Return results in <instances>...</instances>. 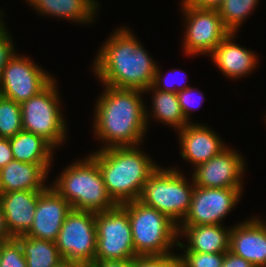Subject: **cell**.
Listing matches in <instances>:
<instances>
[{"mask_svg": "<svg viewBox=\"0 0 266 267\" xmlns=\"http://www.w3.org/2000/svg\"><path fill=\"white\" fill-rule=\"evenodd\" d=\"M135 36L123 26L105 39L91 66L101 85L141 91L153 85L157 62Z\"/></svg>", "mask_w": 266, "mask_h": 267, "instance_id": "6da1fadb", "label": "cell"}, {"mask_svg": "<svg viewBox=\"0 0 266 267\" xmlns=\"http://www.w3.org/2000/svg\"><path fill=\"white\" fill-rule=\"evenodd\" d=\"M104 87L92 120L96 140L105 143L99 149L142 145L148 131L144 91Z\"/></svg>", "mask_w": 266, "mask_h": 267, "instance_id": "7a4b0ae2", "label": "cell"}, {"mask_svg": "<svg viewBox=\"0 0 266 267\" xmlns=\"http://www.w3.org/2000/svg\"><path fill=\"white\" fill-rule=\"evenodd\" d=\"M138 146L97 149L89 154L97 162L107 192L117 205L139 200L144 184L160 166Z\"/></svg>", "mask_w": 266, "mask_h": 267, "instance_id": "3957f363", "label": "cell"}, {"mask_svg": "<svg viewBox=\"0 0 266 267\" xmlns=\"http://www.w3.org/2000/svg\"><path fill=\"white\" fill-rule=\"evenodd\" d=\"M51 185L74 210L103 212L117 206L107 192L97 162L88 154L72 161Z\"/></svg>", "mask_w": 266, "mask_h": 267, "instance_id": "277c9868", "label": "cell"}, {"mask_svg": "<svg viewBox=\"0 0 266 267\" xmlns=\"http://www.w3.org/2000/svg\"><path fill=\"white\" fill-rule=\"evenodd\" d=\"M121 206L128 212L134 250L138 256L167 255L178 244V226L164 213L139 200Z\"/></svg>", "mask_w": 266, "mask_h": 267, "instance_id": "5b68a950", "label": "cell"}, {"mask_svg": "<svg viewBox=\"0 0 266 267\" xmlns=\"http://www.w3.org/2000/svg\"><path fill=\"white\" fill-rule=\"evenodd\" d=\"M190 179L174 166H159L144 184L139 201L164 213L179 226L191 205L195 184L193 177Z\"/></svg>", "mask_w": 266, "mask_h": 267, "instance_id": "8992f818", "label": "cell"}, {"mask_svg": "<svg viewBox=\"0 0 266 267\" xmlns=\"http://www.w3.org/2000/svg\"><path fill=\"white\" fill-rule=\"evenodd\" d=\"M56 82L54 78L42 91L20 104L23 130L43 137L55 150L64 145L69 129Z\"/></svg>", "mask_w": 266, "mask_h": 267, "instance_id": "52a82bcc", "label": "cell"}, {"mask_svg": "<svg viewBox=\"0 0 266 267\" xmlns=\"http://www.w3.org/2000/svg\"><path fill=\"white\" fill-rule=\"evenodd\" d=\"M95 212L72 209L55 241L63 260L89 267L96 254Z\"/></svg>", "mask_w": 266, "mask_h": 267, "instance_id": "ba28073f", "label": "cell"}, {"mask_svg": "<svg viewBox=\"0 0 266 267\" xmlns=\"http://www.w3.org/2000/svg\"><path fill=\"white\" fill-rule=\"evenodd\" d=\"M95 225V260H127L138 256L134 250L128 212L121 205L96 212Z\"/></svg>", "mask_w": 266, "mask_h": 267, "instance_id": "9c48e42d", "label": "cell"}, {"mask_svg": "<svg viewBox=\"0 0 266 267\" xmlns=\"http://www.w3.org/2000/svg\"><path fill=\"white\" fill-rule=\"evenodd\" d=\"M181 3L179 6H182L186 28L182 42L184 54L191 57L209 55L231 31L224 25L217 10L195 8L182 0Z\"/></svg>", "mask_w": 266, "mask_h": 267, "instance_id": "30bf717a", "label": "cell"}, {"mask_svg": "<svg viewBox=\"0 0 266 267\" xmlns=\"http://www.w3.org/2000/svg\"><path fill=\"white\" fill-rule=\"evenodd\" d=\"M32 60L16 53L8 61L0 76L1 96L21 104L42 91L54 79L52 74Z\"/></svg>", "mask_w": 266, "mask_h": 267, "instance_id": "8fae6325", "label": "cell"}, {"mask_svg": "<svg viewBox=\"0 0 266 267\" xmlns=\"http://www.w3.org/2000/svg\"><path fill=\"white\" fill-rule=\"evenodd\" d=\"M243 192V189L195 186L190 209L180 225H223Z\"/></svg>", "mask_w": 266, "mask_h": 267, "instance_id": "7c38bea8", "label": "cell"}, {"mask_svg": "<svg viewBox=\"0 0 266 267\" xmlns=\"http://www.w3.org/2000/svg\"><path fill=\"white\" fill-rule=\"evenodd\" d=\"M242 156L236 149L227 146L208 162L193 168L191 176L195 186L243 189V174L247 170V163Z\"/></svg>", "mask_w": 266, "mask_h": 267, "instance_id": "4fadbf2b", "label": "cell"}, {"mask_svg": "<svg viewBox=\"0 0 266 267\" xmlns=\"http://www.w3.org/2000/svg\"><path fill=\"white\" fill-rule=\"evenodd\" d=\"M71 210V205L48 184L38 198L33 225L25 236L55 242Z\"/></svg>", "mask_w": 266, "mask_h": 267, "instance_id": "5bb4252c", "label": "cell"}, {"mask_svg": "<svg viewBox=\"0 0 266 267\" xmlns=\"http://www.w3.org/2000/svg\"><path fill=\"white\" fill-rule=\"evenodd\" d=\"M204 123H188L184 128L177 130L180 156L192 167L208 162L228 145L223 142L216 131H212Z\"/></svg>", "mask_w": 266, "mask_h": 267, "instance_id": "9a60e30c", "label": "cell"}, {"mask_svg": "<svg viewBox=\"0 0 266 267\" xmlns=\"http://www.w3.org/2000/svg\"><path fill=\"white\" fill-rule=\"evenodd\" d=\"M229 251L254 267H266V220L252 216L231 226Z\"/></svg>", "mask_w": 266, "mask_h": 267, "instance_id": "2e32d148", "label": "cell"}, {"mask_svg": "<svg viewBox=\"0 0 266 267\" xmlns=\"http://www.w3.org/2000/svg\"><path fill=\"white\" fill-rule=\"evenodd\" d=\"M236 34L231 32L207 55L223 75L233 80L252 74L259 59L253 50L235 43Z\"/></svg>", "mask_w": 266, "mask_h": 267, "instance_id": "e0dca14e", "label": "cell"}, {"mask_svg": "<svg viewBox=\"0 0 266 267\" xmlns=\"http://www.w3.org/2000/svg\"><path fill=\"white\" fill-rule=\"evenodd\" d=\"M42 191L18 190L0 193L5 224L11 237L25 235L30 230Z\"/></svg>", "mask_w": 266, "mask_h": 267, "instance_id": "ac0fdd59", "label": "cell"}, {"mask_svg": "<svg viewBox=\"0 0 266 267\" xmlns=\"http://www.w3.org/2000/svg\"><path fill=\"white\" fill-rule=\"evenodd\" d=\"M223 225H179L178 244L181 251L226 253L229 250L231 227ZM185 237V242L180 241ZM187 241V243H186Z\"/></svg>", "mask_w": 266, "mask_h": 267, "instance_id": "d6986e66", "label": "cell"}, {"mask_svg": "<svg viewBox=\"0 0 266 267\" xmlns=\"http://www.w3.org/2000/svg\"><path fill=\"white\" fill-rule=\"evenodd\" d=\"M52 164H32L13 160L0 169V193L44 190Z\"/></svg>", "mask_w": 266, "mask_h": 267, "instance_id": "ffe728a7", "label": "cell"}, {"mask_svg": "<svg viewBox=\"0 0 266 267\" xmlns=\"http://www.w3.org/2000/svg\"><path fill=\"white\" fill-rule=\"evenodd\" d=\"M41 16L62 18L71 23L95 22L99 1L97 0H25ZM94 21V22H93Z\"/></svg>", "mask_w": 266, "mask_h": 267, "instance_id": "44dd1931", "label": "cell"}, {"mask_svg": "<svg viewBox=\"0 0 266 267\" xmlns=\"http://www.w3.org/2000/svg\"><path fill=\"white\" fill-rule=\"evenodd\" d=\"M148 92H152V105H150L152 111L149 110L151 113L148 111L147 105H145L146 124L148 128L150 118L154 119V121L157 120L159 123L170 125L176 131L184 128L189 123L181 110L177 93L161 91L155 89L153 86L144 91L147 94Z\"/></svg>", "mask_w": 266, "mask_h": 267, "instance_id": "7402d4cb", "label": "cell"}, {"mask_svg": "<svg viewBox=\"0 0 266 267\" xmlns=\"http://www.w3.org/2000/svg\"><path fill=\"white\" fill-rule=\"evenodd\" d=\"M14 160L32 164H53L54 147L43 137L20 131L9 138Z\"/></svg>", "mask_w": 266, "mask_h": 267, "instance_id": "603a6c76", "label": "cell"}, {"mask_svg": "<svg viewBox=\"0 0 266 267\" xmlns=\"http://www.w3.org/2000/svg\"><path fill=\"white\" fill-rule=\"evenodd\" d=\"M23 250L27 267H55L63 261L56 243L34 237H15Z\"/></svg>", "mask_w": 266, "mask_h": 267, "instance_id": "cb8c5ba5", "label": "cell"}, {"mask_svg": "<svg viewBox=\"0 0 266 267\" xmlns=\"http://www.w3.org/2000/svg\"><path fill=\"white\" fill-rule=\"evenodd\" d=\"M259 0H224L217 9L224 25L234 33H239L241 25L253 13Z\"/></svg>", "mask_w": 266, "mask_h": 267, "instance_id": "d4e9b609", "label": "cell"}, {"mask_svg": "<svg viewBox=\"0 0 266 267\" xmlns=\"http://www.w3.org/2000/svg\"><path fill=\"white\" fill-rule=\"evenodd\" d=\"M22 130L20 104L0 95V138H12Z\"/></svg>", "mask_w": 266, "mask_h": 267, "instance_id": "484cf974", "label": "cell"}, {"mask_svg": "<svg viewBox=\"0 0 266 267\" xmlns=\"http://www.w3.org/2000/svg\"><path fill=\"white\" fill-rule=\"evenodd\" d=\"M184 267H222L225 253H198L183 251L178 254Z\"/></svg>", "mask_w": 266, "mask_h": 267, "instance_id": "4316f807", "label": "cell"}, {"mask_svg": "<svg viewBox=\"0 0 266 267\" xmlns=\"http://www.w3.org/2000/svg\"><path fill=\"white\" fill-rule=\"evenodd\" d=\"M0 267H27L22 247L15 237L4 242L0 256Z\"/></svg>", "mask_w": 266, "mask_h": 267, "instance_id": "83f0119b", "label": "cell"}, {"mask_svg": "<svg viewBox=\"0 0 266 267\" xmlns=\"http://www.w3.org/2000/svg\"><path fill=\"white\" fill-rule=\"evenodd\" d=\"M177 96L185 119L189 123H192L190 120L191 112L194 110L196 111L197 108L201 107L203 101H205L203 92L190 86L189 88H185L184 90L177 92Z\"/></svg>", "mask_w": 266, "mask_h": 267, "instance_id": "f1b7e54d", "label": "cell"}, {"mask_svg": "<svg viewBox=\"0 0 266 267\" xmlns=\"http://www.w3.org/2000/svg\"><path fill=\"white\" fill-rule=\"evenodd\" d=\"M133 267H184L181 257L175 253L167 255L137 256Z\"/></svg>", "mask_w": 266, "mask_h": 267, "instance_id": "f546056e", "label": "cell"}, {"mask_svg": "<svg viewBox=\"0 0 266 267\" xmlns=\"http://www.w3.org/2000/svg\"><path fill=\"white\" fill-rule=\"evenodd\" d=\"M6 21L0 23V76L8 61L16 54L14 39L8 32ZM5 24V25H4Z\"/></svg>", "mask_w": 266, "mask_h": 267, "instance_id": "4dcf8cb0", "label": "cell"}, {"mask_svg": "<svg viewBox=\"0 0 266 267\" xmlns=\"http://www.w3.org/2000/svg\"><path fill=\"white\" fill-rule=\"evenodd\" d=\"M158 66L159 65H157V67H156L154 82H153V85H152L155 89H158V90H161V91L177 93L179 91L184 90L185 88H189L190 87L188 84H186V82L185 83L178 82L177 83L178 85H177L176 82L171 81L172 78L169 81L170 76H169V78H168V75L165 76V74H163L164 72H162L163 70H161L160 67H158ZM178 71L180 72V69L178 70V69H174L173 68L172 70L170 69V71L168 73L169 74L170 73L171 74H175V73H178ZM180 73L184 74V71L182 72V70H181ZM173 79H174V77H173Z\"/></svg>", "mask_w": 266, "mask_h": 267, "instance_id": "1f68e13d", "label": "cell"}, {"mask_svg": "<svg viewBox=\"0 0 266 267\" xmlns=\"http://www.w3.org/2000/svg\"><path fill=\"white\" fill-rule=\"evenodd\" d=\"M13 160L14 158L9 139L0 138V169Z\"/></svg>", "mask_w": 266, "mask_h": 267, "instance_id": "d6a6232c", "label": "cell"}, {"mask_svg": "<svg viewBox=\"0 0 266 267\" xmlns=\"http://www.w3.org/2000/svg\"><path fill=\"white\" fill-rule=\"evenodd\" d=\"M222 267H254L249 261L236 256L229 250L225 253V258Z\"/></svg>", "mask_w": 266, "mask_h": 267, "instance_id": "836d02e7", "label": "cell"}, {"mask_svg": "<svg viewBox=\"0 0 266 267\" xmlns=\"http://www.w3.org/2000/svg\"><path fill=\"white\" fill-rule=\"evenodd\" d=\"M186 5L199 8L217 10L224 0H182Z\"/></svg>", "mask_w": 266, "mask_h": 267, "instance_id": "e575fe53", "label": "cell"}, {"mask_svg": "<svg viewBox=\"0 0 266 267\" xmlns=\"http://www.w3.org/2000/svg\"><path fill=\"white\" fill-rule=\"evenodd\" d=\"M89 267H133V259L94 260Z\"/></svg>", "mask_w": 266, "mask_h": 267, "instance_id": "d590c367", "label": "cell"}, {"mask_svg": "<svg viewBox=\"0 0 266 267\" xmlns=\"http://www.w3.org/2000/svg\"><path fill=\"white\" fill-rule=\"evenodd\" d=\"M12 237L10 236L8 229L5 224V218L3 213V208L0 202V240H9Z\"/></svg>", "mask_w": 266, "mask_h": 267, "instance_id": "8d00e7d4", "label": "cell"}, {"mask_svg": "<svg viewBox=\"0 0 266 267\" xmlns=\"http://www.w3.org/2000/svg\"><path fill=\"white\" fill-rule=\"evenodd\" d=\"M55 267H81L80 265H77L75 263L63 260L62 262H60L57 266Z\"/></svg>", "mask_w": 266, "mask_h": 267, "instance_id": "74e56055", "label": "cell"}, {"mask_svg": "<svg viewBox=\"0 0 266 267\" xmlns=\"http://www.w3.org/2000/svg\"><path fill=\"white\" fill-rule=\"evenodd\" d=\"M3 9H1L0 10V23L3 21V19H4V17H3V14H5V13H3Z\"/></svg>", "mask_w": 266, "mask_h": 267, "instance_id": "f35d334b", "label": "cell"}, {"mask_svg": "<svg viewBox=\"0 0 266 267\" xmlns=\"http://www.w3.org/2000/svg\"><path fill=\"white\" fill-rule=\"evenodd\" d=\"M6 240H0V256H1V251H2V248H3V244Z\"/></svg>", "mask_w": 266, "mask_h": 267, "instance_id": "ab89813d", "label": "cell"}]
</instances>
